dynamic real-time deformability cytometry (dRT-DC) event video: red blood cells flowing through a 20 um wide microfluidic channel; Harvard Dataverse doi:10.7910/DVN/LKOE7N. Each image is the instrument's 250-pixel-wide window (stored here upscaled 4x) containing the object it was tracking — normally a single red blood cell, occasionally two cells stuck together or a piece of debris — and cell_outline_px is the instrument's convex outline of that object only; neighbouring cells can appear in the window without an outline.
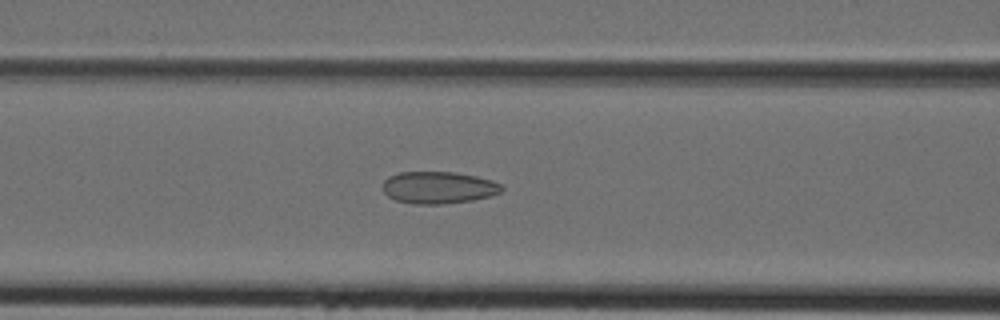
{"species": "Egyptian fruit bat (a non-hibernating species)", "species_latin": "Rousettus aegyptiacus", "temperature_condition": "cold", "stored_images_in_passage": 39, "camera_frame_rate_fps": 3000, "um_per_image_px": 0.085, "animal": {"sex": "female"}, "frame": {"image": 1, "passage_image": 14, "time_ms": 4.333, "image_size_px": [1000, 320], "cell_outline_px": [[504, 188], [500, 192], [488, 196], [472, 200], [444, 204], [412, 204], [396, 200], [388, 196], [384, 192], [384, 180], [388, 176], [400, 172], [456, 172], [476, 176], [492, 180], [500, 184]], "centroid_in_image_um": [37.26, 15.94], "position_along_channel_um": 129.3, "area_um2": 22.2}}
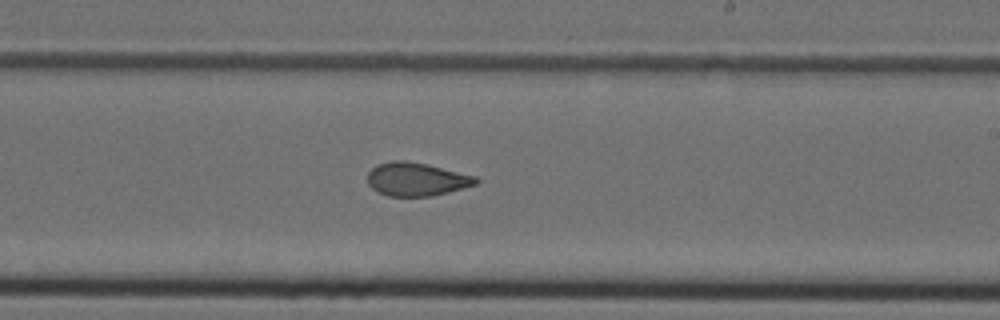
{"frame": {"image": 2, "passage_image": 22, "time_ms": 7.0, "image_size_px": [1000, 320], "cell_outline_px": [[480, 180], [476, 184], [448, 192], [432, 196], [388, 196], [376, 192], [368, 184], [368, 172], [376, 164], [392, 160], [404, 160], [428, 164], [476, 176]], "centroid_in_image_um": [35.38, 15.23], "position_along_channel_um": 253.6, "area_um2": 21.21}}
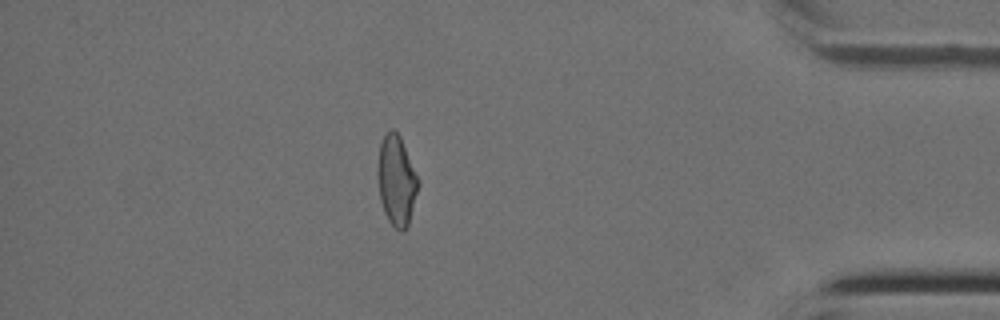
{"frame": {"image": 3, "passage_image": 34, "time_ms": 11.0, "image_size_px": [1000, 320], "cell_outline_px": [[420, 184], [408, 224], [404, 232], [400, 232], [388, 220], [384, 212], [380, 200], [376, 172], [380, 144], [384, 136], [392, 128], [400, 136], [420, 180]], "centroid_in_image_um": [33.7, 15.36], "position_along_channel_um": 401.5, "area_um2": 21.44}}